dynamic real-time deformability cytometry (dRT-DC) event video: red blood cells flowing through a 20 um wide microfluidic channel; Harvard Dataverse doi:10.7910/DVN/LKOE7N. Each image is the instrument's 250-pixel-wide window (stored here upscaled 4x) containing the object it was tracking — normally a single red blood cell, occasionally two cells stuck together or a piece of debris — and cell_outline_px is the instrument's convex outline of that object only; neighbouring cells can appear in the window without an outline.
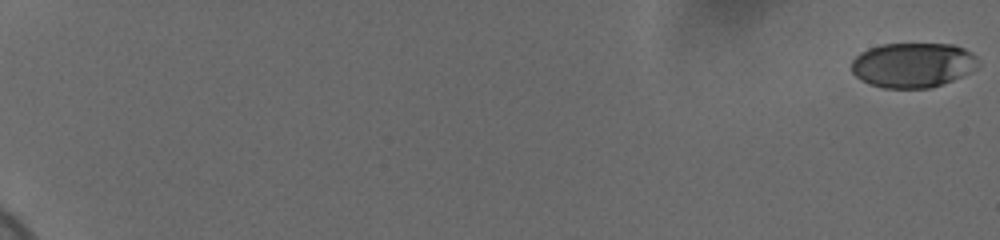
{"species": "human", "species_latin": "Homo sapiens", "temperature_condition": "cold", "stored_images_in_passage": 60, "camera_frame_rate_fps": 3000, "um_per_image_px": 0.085, "donor": {"sex": "female"}, "frame": {"image": 1, "passage_image": 1, "time_ms": 0.0, "image_size_px": [1000, 240], "cell_outline_px": [[980, 64], [976, 68], [952, 80], [928, 88], [884, 88], [868, 84], [860, 80], [852, 72], [852, 60], [860, 52], [868, 48], [880, 44], [952, 44], [964, 48], [972, 52], [976, 56]], "centroid_in_image_um": [77.57, 5.52], "position_along_channel_um": 7.4, "area_um2": 33.18}}
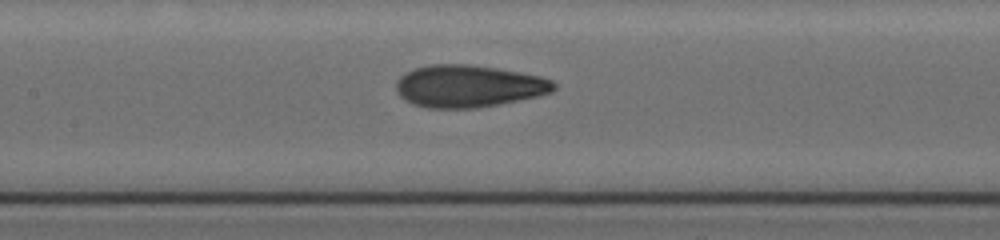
{"frame": {"image": 2, "passage_image": 33, "time_ms": 10.667, "image_size_px": [1000, 240], "cell_outline_px": [[556, 88], [552, 92], [536, 96], [476, 108], [428, 108], [412, 104], [404, 100], [396, 92], [396, 80], [404, 72], [416, 68], [432, 64], [468, 64], [496, 68], [520, 72], [540, 76], [552, 80], [556, 84]], "centroid_in_image_um": [39.78, 7.32], "position_along_channel_um": 167.6, "area_um2": 38.78}}
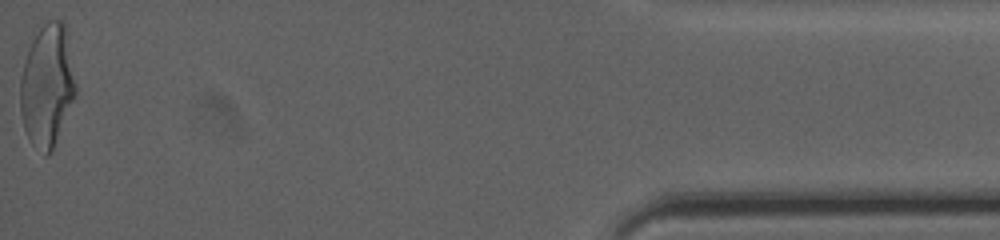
{"frame": {"image": 3, "passage_image": 60, "time_ms": 19.667, "image_size_px": [1000, 240], "cell_outline_px": [[76, 96], [52, 152], [48, 156], [44, 156], [32, 144], [24, 128], [20, 112], [20, 76], [28, 48], [36, 24], [48, 20], [60, 20], [64, 24], [76, 84]], "centroid_in_image_um": [3.98, 7.26], "position_along_channel_um": 431.2, "area_um2": 40.17}, "authors_computed_cell_mechanics": {"area_um2": 36.9342, "velocity_mm_per_s": 3.7042, "shape_relaxation_time_tau1_ms": 5.0065, "shape_relaxation_time_tau2_ms": 1.1637, "deformation_change_tau1": 0.1952, "deformation_change_tau2": 0.0773}}